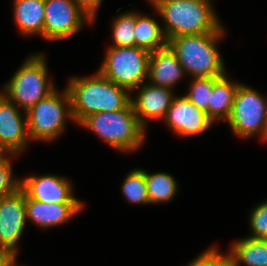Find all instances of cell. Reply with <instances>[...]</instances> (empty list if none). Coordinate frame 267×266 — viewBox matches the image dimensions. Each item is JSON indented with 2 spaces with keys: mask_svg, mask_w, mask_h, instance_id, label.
Instances as JSON below:
<instances>
[{
  "mask_svg": "<svg viewBox=\"0 0 267 266\" xmlns=\"http://www.w3.org/2000/svg\"><path fill=\"white\" fill-rule=\"evenodd\" d=\"M74 122L97 112H114L131 104V92L105 78L98 70L90 77H72L67 87Z\"/></svg>",
  "mask_w": 267,
  "mask_h": 266,
  "instance_id": "obj_1",
  "label": "cell"
},
{
  "mask_svg": "<svg viewBox=\"0 0 267 266\" xmlns=\"http://www.w3.org/2000/svg\"><path fill=\"white\" fill-rule=\"evenodd\" d=\"M211 0H160L153 8L163 19L166 38L225 32Z\"/></svg>",
  "mask_w": 267,
  "mask_h": 266,
  "instance_id": "obj_2",
  "label": "cell"
},
{
  "mask_svg": "<svg viewBox=\"0 0 267 266\" xmlns=\"http://www.w3.org/2000/svg\"><path fill=\"white\" fill-rule=\"evenodd\" d=\"M224 32L196 35H183L168 40L184 68L185 74L195 77H222L226 74L225 65L217 44Z\"/></svg>",
  "mask_w": 267,
  "mask_h": 266,
  "instance_id": "obj_3",
  "label": "cell"
},
{
  "mask_svg": "<svg viewBox=\"0 0 267 266\" xmlns=\"http://www.w3.org/2000/svg\"><path fill=\"white\" fill-rule=\"evenodd\" d=\"M80 126L121 152L138 150L145 140L146 129L140 124L133 106L114 111L97 112L87 116Z\"/></svg>",
  "mask_w": 267,
  "mask_h": 266,
  "instance_id": "obj_4",
  "label": "cell"
},
{
  "mask_svg": "<svg viewBox=\"0 0 267 266\" xmlns=\"http://www.w3.org/2000/svg\"><path fill=\"white\" fill-rule=\"evenodd\" d=\"M43 53L31 54L0 90L19 109L27 112L56 88L48 80V66Z\"/></svg>",
  "mask_w": 267,
  "mask_h": 266,
  "instance_id": "obj_5",
  "label": "cell"
},
{
  "mask_svg": "<svg viewBox=\"0 0 267 266\" xmlns=\"http://www.w3.org/2000/svg\"><path fill=\"white\" fill-rule=\"evenodd\" d=\"M60 92V93H59ZM28 136L31 141L52 142L63 134L66 119L74 121L68 89H55L27 112Z\"/></svg>",
  "mask_w": 267,
  "mask_h": 266,
  "instance_id": "obj_6",
  "label": "cell"
},
{
  "mask_svg": "<svg viewBox=\"0 0 267 266\" xmlns=\"http://www.w3.org/2000/svg\"><path fill=\"white\" fill-rule=\"evenodd\" d=\"M149 58L150 52L136 46H109L98 71L118 86L133 92L148 80Z\"/></svg>",
  "mask_w": 267,
  "mask_h": 266,
  "instance_id": "obj_7",
  "label": "cell"
},
{
  "mask_svg": "<svg viewBox=\"0 0 267 266\" xmlns=\"http://www.w3.org/2000/svg\"><path fill=\"white\" fill-rule=\"evenodd\" d=\"M266 99L248 85H239L231 114L226 120L235 135L246 139L257 134L263 140L267 118Z\"/></svg>",
  "mask_w": 267,
  "mask_h": 266,
  "instance_id": "obj_8",
  "label": "cell"
},
{
  "mask_svg": "<svg viewBox=\"0 0 267 266\" xmlns=\"http://www.w3.org/2000/svg\"><path fill=\"white\" fill-rule=\"evenodd\" d=\"M44 40L68 39L80 31L83 24H93L74 0H45Z\"/></svg>",
  "mask_w": 267,
  "mask_h": 266,
  "instance_id": "obj_9",
  "label": "cell"
},
{
  "mask_svg": "<svg viewBox=\"0 0 267 266\" xmlns=\"http://www.w3.org/2000/svg\"><path fill=\"white\" fill-rule=\"evenodd\" d=\"M26 220L25 192L19 188L0 198V249L18 255L17 245L23 235Z\"/></svg>",
  "mask_w": 267,
  "mask_h": 266,
  "instance_id": "obj_10",
  "label": "cell"
},
{
  "mask_svg": "<svg viewBox=\"0 0 267 266\" xmlns=\"http://www.w3.org/2000/svg\"><path fill=\"white\" fill-rule=\"evenodd\" d=\"M164 122L179 137L199 135L214 123L206 112L197 108L185 95L173 98Z\"/></svg>",
  "mask_w": 267,
  "mask_h": 266,
  "instance_id": "obj_11",
  "label": "cell"
},
{
  "mask_svg": "<svg viewBox=\"0 0 267 266\" xmlns=\"http://www.w3.org/2000/svg\"><path fill=\"white\" fill-rule=\"evenodd\" d=\"M0 92V146L8 153L19 155L27 148V116ZM29 140V141H28Z\"/></svg>",
  "mask_w": 267,
  "mask_h": 266,
  "instance_id": "obj_12",
  "label": "cell"
},
{
  "mask_svg": "<svg viewBox=\"0 0 267 266\" xmlns=\"http://www.w3.org/2000/svg\"><path fill=\"white\" fill-rule=\"evenodd\" d=\"M20 188L29 198L44 203H82L75 198L71 181L55 174L21 178Z\"/></svg>",
  "mask_w": 267,
  "mask_h": 266,
  "instance_id": "obj_13",
  "label": "cell"
},
{
  "mask_svg": "<svg viewBox=\"0 0 267 266\" xmlns=\"http://www.w3.org/2000/svg\"><path fill=\"white\" fill-rule=\"evenodd\" d=\"M134 90L137 93L135 99L131 97V104L140 124L147 129L149 121L164 120L175 97L174 90L152 85L148 81Z\"/></svg>",
  "mask_w": 267,
  "mask_h": 266,
  "instance_id": "obj_14",
  "label": "cell"
},
{
  "mask_svg": "<svg viewBox=\"0 0 267 266\" xmlns=\"http://www.w3.org/2000/svg\"><path fill=\"white\" fill-rule=\"evenodd\" d=\"M26 220L43 229L69 222L83 209L84 203H44L25 194Z\"/></svg>",
  "mask_w": 267,
  "mask_h": 266,
  "instance_id": "obj_15",
  "label": "cell"
},
{
  "mask_svg": "<svg viewBox=\"0 0 267 266\" xmlns=\"http://www.w3.org/2000/svg\"><path fill=\"white\" fill-rule=\"evenodd\" d=\"M184 74V68L169 45L150 53L148 71L150 84L173 89Z\"/></svg>",
  "mask_w": 267,
  "mask_h": 266,
  "instance_id": "obj_16",
  "label": "cell"
},
{
  "mask_svg": "<svg viewBox=\"0 0 267 266\" xmlns=\"http://www.w3.org/2000/svg\"><path fill=\"white\" fill-rule=\"evenodd\" d=\"M13 17L22 35L44 39L45 0H14Z\"/></svg>",
  "mask_w": 267,
  "mask_h": 266,
  "instance_id": "obj_17",
  "label": "cell"
},
{
  "mask_svg": "<svg viewBox=\"0 0 267 266\" xmlns=\"http://www.w3.org/2000/svg\"><path fill=\"white\" fill-rule=\"evenodd\" d=\"M227 261L232 266H267V240L245 237L229 247Z\"/></svg>",
  "mask_w": 267,
  "mask_h": 266,
  "instance_id": "obj_18",
  "label": "cell"
},
{
  "mask_svg": "<svg viewBox=\"0 0 267 266\" xmlns=\"http://www.w3.org/2000/svg\"><path fill=\"white\" fill-rule=\"evenodd\" d=\"M241 83L229 80L227 74L214 84L209 102V118L213 122L229 118L236 92Z\"/></svg>",
  "mask_w": 267,
  "mask_h": 266,
  "instance_id": "obj_19",
  "label": "cell"
},
{
  "mask_svg": "<svg viewBox=\"0 0 267 266\" xmlns=\"http://www.w3.org/2000/svg\"><path fill=\"white\" fill-rule=\"evenodd\" d=\"M135 46L153 52L168 45V39L159 23L135 11Z\"/></svg>",
  "mask_w": 267,
  "mask_h": 266,
  "instance_id": "obj_20",
  "label": "cell"
},
{
  "mask_svg": "<svg viewBox=\"0 0 267 266\" xmlns=\"http://www.w3.org/2000/svg\"><path fill=\"white\" fill-rule=\"evenodd\" d=\"M145 180L150 204L169 202L178 191V182L166 172L148 173L145 170Z\"/></svg>",
  "mask_w": 267,
  "mask_h": 266,
  "instance_id": "obj_21",
  "label": "cell"
},
{
  "mask_svg": "<svg viewBox=\"0 0 267 266\" xmlns=\"http://www.w3.org/2000/svg\"><path fill=\"white\" fill-rule=\"evenodd\" d=\"M121 189L127 202L132 204H150L144 169L135 168L130 171L126 175Z\"/></svg>",
  "mask_w": 267,
  "mask_h": 266,
  "instance_id": "obj_22",
  "label": "cell"
},
{
  "mask_svg": "<svg viewBox=\"0 0 267 266\" xmlns=\"http://www.w3.org/2000/svg\"><path fill=\"white\" fill-rule=\"evenodd\" d=\"M135 11L124 12L112 24L113 45L116 47H135Z\"/></svg>",
  "mask_w": 267,
  "mask_h": 266,
  "instance_id": "obj_23",
  "label": "cell"
},
{
  "mask_svg": "<svg viewBox=\"0 0 267 266\" xmlns=\"http://www.w3.org/2000/svg\"><path fill=\"white\" fill-rule=\"evenodd\" d=\"M220 77H195L192 78L189 90L184 94L197 108L207 113L209 117V102L213 84Z\"/></svg>",
  "mask_w": 267,
  "mask_h": 266,
  "instance_id": "obj_24",
  "label": "cell"
},
{
  "mask_svg": "<svg viewBox=\"0 0 267 266\" xmlns=\"http://www.w3.org/2000/svg\"><path fill=\"white\" fill-rule=\"evenodd\" d=\"M15 154H7L0 161V198L14 193L20 188L21 178L13 176L11 158Z\"/></svg>",
  "mask_w": 267,
  "mask_h": 266,
  "instance_id": "obj_25",
  "label": "cell"
},
{
  "mask_svg": "<svg viewBox=\"0 0 267 266\" xmlns=\"http://www.w3.org/2000/svg\"><path fill=\"white\" fill-rule=\"evenodd\" d=\"M249 218L252 233L248 237L267 240V201L256 205Z\"/></svg>",
  "mask_w": 267,
  "mask_h": 266,
  "instance_id": "obj_26",
  "label": "cell"
},
{
  "mask_svg": "<svg viewBox=\"0 0 267 266\" xmlns=\"http://www.w3.org/2000/svg\"><path fill=\"white\" fill-rule=\"evenodd\" d=\"M226 260V254H221L217 248L212 246V248L210 247L202 252L186 266H221Z\"/></svg>",
  "mask_w": 267,
  "mask_h": 266,
  "instance_id": "obj_27",
  "label": "cell"
},
{
  "mask_svg": "<svg viewBox=\"0 0 267 266\" xmlns=\"http://www.w3.org/2000/svg\"><path fill=\"white\" fill-rule=\"evenodd\" d=\"M80 10L94 23L97 10L103 0H74Z\"/></svg>",
  "mask_w": 267,
  "mask_h": 266,
  "instance_id": "obj_28",
  "label": "cell"
},
{
  "mask_svg": "<svg viewBox=\"0 0 267 266\" xmlns=\"http://www.w3.org/2000/svg\"><path fill=\"white\" fill-rule=\"evenodd\" d=\"M17 255L11 251L0 249V266H14Z\"/></svg>",
  "mask_w": 267,
  "mask_h": 266,
  "instance_id": "obj_29",
  "label": "cell"
},
{
  "mask_svg": "<svg viewBox=\"0 0 267 266\" xmlns=\"http://www.w3.org/2000/svg\"><path fill=\"white\" fill-rule=\"evenodd\" d=\"M8 153L0 146V161L7 155Z\"/></svg>",
  "mask_w": 267,
  "mask_h": 266,
  "instance_id": "obj_30",
  "label": "cell"
},
{
  "mask_svg": "<svg viewBox=\"0 0 267 266\" xmlns=\"http://www.w3.org/2000/svg\"><path fill=\"white\" fill-rule=\"evenodd\" d=\"M263 140L267 141V118H266V123H265V131H264V135H263Z\"/></svg>",
  "mask_w": 267,
  "mask_h": 266,
  "instance_id": "obj_31",
  "label": "cell"
},
{
  "mask_svg": "<svg viewBox=\"0 0 267 266\" xmlns=\"http://www.w3.org/2000/svg\"><path fill=\"white\" fill-rule=\"evenodd\" d=\"M148 1L151 2L150 4H152V6H154L160 0H148Z\"/></svg>",
  "mask_w": 267,
  "mask_h": 266,
  "instance_id": "obj_32",
  "label": "cell"
},
{
  "mask_svg": "<svg viewBox=\"0 0 267 266\" xmlns=\"http://www.w3.org/2000/svg\"><path fill=\"white\" fill-rule=\"evenodd\" d=\"M221 266H232L227 260Z\"/></svg>",
  "mask_w": 267,
  "mask_h": 266,
  "instance_id": "obj_33",
  "label": "cell"
}]
</instances>
